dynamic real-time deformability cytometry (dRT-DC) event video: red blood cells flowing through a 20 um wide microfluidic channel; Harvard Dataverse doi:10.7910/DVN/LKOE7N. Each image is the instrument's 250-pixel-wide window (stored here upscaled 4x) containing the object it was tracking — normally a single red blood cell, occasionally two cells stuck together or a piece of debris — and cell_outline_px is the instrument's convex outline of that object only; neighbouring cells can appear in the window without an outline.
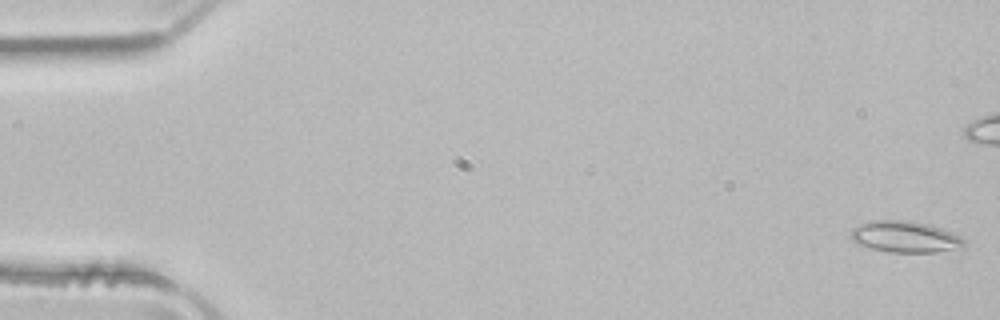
{"species": "common noctule bat (a hibernating species)", "species_latin": "Nyctalus noctula", "temperature_condition": "room temperature", "stored_images_in_passage": 52, "camera_frame_rate_fps": 3000, "um_per_image_px": 0.085, "animal": {"sex": "male", "body_mass_g": 21.5, "forearm_length_mm": 52.0}, "frame": {"image": 1, "passage_image": 1, "time_ms": 0.0, "image_size_px": [1000, 320], "cell_outline_px": [[968, 244], [964, 248], [936, 252], [888, 252], [856, 244], [852, 240], [852, 228], [868, 220], [904, 220], [928, 224], [952, 232], [968, 240]], "centroid_in_image_um": [76.99, 20.13], "position_along_channel_um": 8.0, "area_um2": 20.98}}
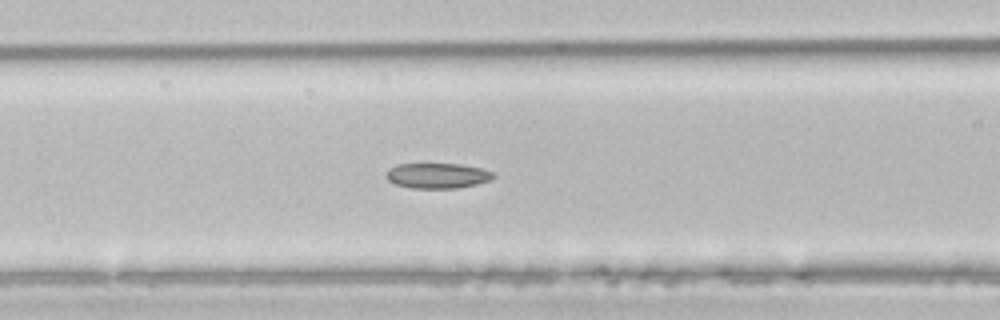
{"frame": {"image": 2, "passage_image": 21, "time_ms": 6.667, "image_size_px": [1000, 320], "cell_outline_px": [[496, 176], [492, 180], [476, 184], [456, 188], [412, 188], [396, 184], [388, 180], [384, 176], [388, 168], [396, 164], [460, 164], [484, 168], [496, 172]], "centroid_in_image_um": [37.22, 14.92], "position_along_channel_um": 129.4, "area_um2": 16.07}}
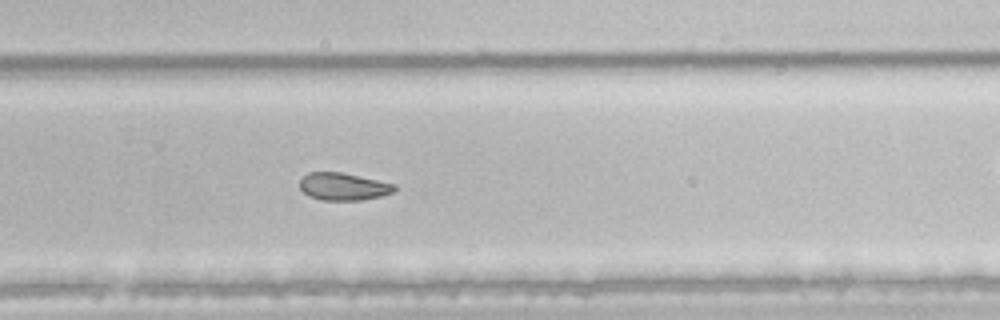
{"frame": {"image": 3, "passage_image": 34, "time_ms": 11.0, "image_size_px": [1000, 320], "cell_outline_px": [[396, 188], [392, 192], [380, 196], [360, 200], [320, 200], [308, 196], [300, 188], [300, 180], [308, 172], [340, 172], [396, 184]], "centroid_in_image_um": [29.16, 15.86], "position_along_channel_um": 300.6, "area_um2": 15.03}, "authors_computed_cell_mechanics": {"area_um2": 17.7157, "velocity_mm_per_s": 3.9715, "shape_relaxation_time_tau1_ms": 4.7851, "shape_relaxation_time_tau2_ms": 9.6283, "deformation_change_tau1": 0.0994, "deformation_change_tau2": 0.1524}}